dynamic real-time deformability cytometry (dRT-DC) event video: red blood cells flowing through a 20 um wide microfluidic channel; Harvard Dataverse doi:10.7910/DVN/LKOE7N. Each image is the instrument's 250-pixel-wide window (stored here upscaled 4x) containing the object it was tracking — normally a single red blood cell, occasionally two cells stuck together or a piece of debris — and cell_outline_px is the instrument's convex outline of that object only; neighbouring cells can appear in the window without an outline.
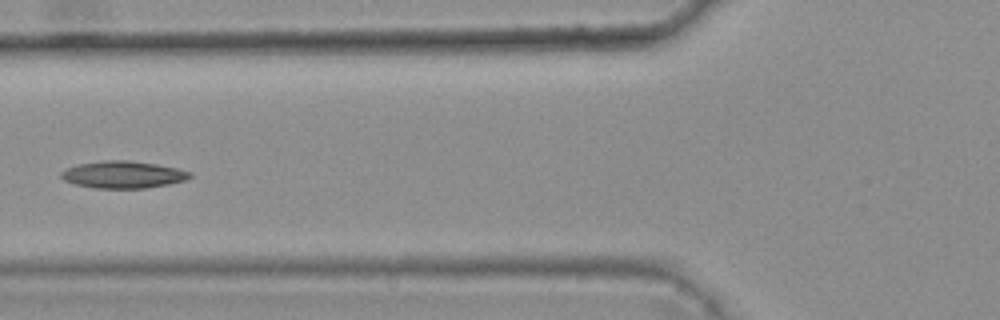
{"species": "common noctule bat (a hibernating species)", "species_latin": "Nyctalus noctula", "temperature_condition": "warm", "stored_images_in_passage": 5, "camera_frame_rate_fps": 3000, "um_per_image_px": 0.085, "animal": {"sex": "female", "body_mass_g": 25.1}, "frame": {"image": 1, "passage_image": 4, "time_ms": 1.0, "image_size_px": [1000, 320], "cell_outline_px": [[192, 176], [184, 180], [168, 184], [144, 188], [96, 188], [76, 184], [64, 180], [60, 176], [60, 172], [76, 164], [104, 160], [128, 160], [156, 164], [176, 168], [192, 172]], "centroid_in_image_um": [10.45, 14.83], "position_along_channel_um": 115.4, "area_um2": 20.23}}
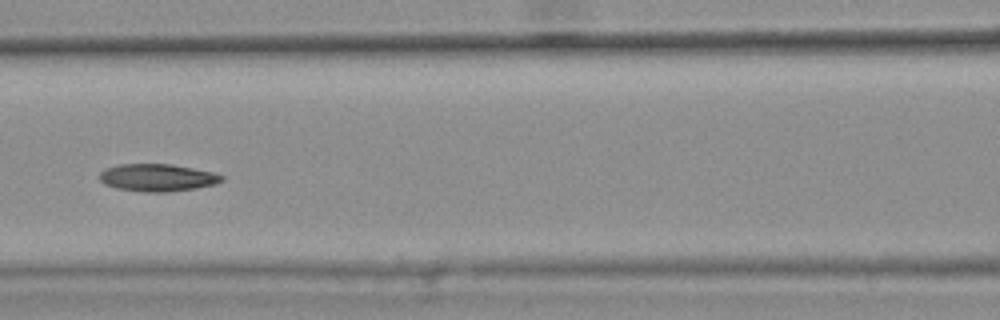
{"frame": {"image": 2, "passage_image": 5, "time_ms": 1.333, "image_size_px": [1000, 320], "cell_outline_px": [[224, 180], [216, 184], [196, 188], [168, 192], [148, 192], [116, 188], [104, 184], [100, 180], [100, 172], [104, 168], [120, 164], [172, 164], [212, 172], [224, 176]], "centroid_in_image_um": [13.38, 15.09], "position_along_channel_um": 153.2, "area_um2": 19.54}}